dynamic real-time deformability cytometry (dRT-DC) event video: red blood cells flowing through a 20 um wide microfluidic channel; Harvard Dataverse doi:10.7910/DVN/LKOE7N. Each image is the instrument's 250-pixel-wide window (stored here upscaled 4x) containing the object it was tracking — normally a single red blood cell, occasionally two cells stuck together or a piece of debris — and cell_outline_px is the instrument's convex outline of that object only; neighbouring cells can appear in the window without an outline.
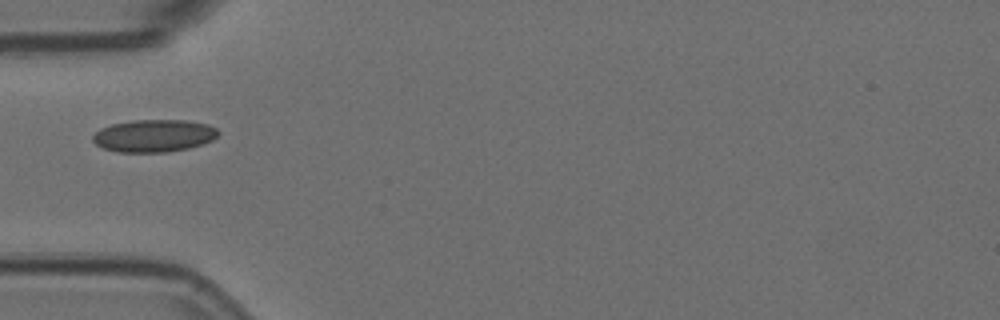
{"species": "Egyptian fruit bat (a non-hibernating species)", "species_latin": "Rousettus aegyptiacus", "temperature_condition": "room temperature", "stored_images_in_passage": 1, "camera_frame_rate_fps": 3000, "um_per_image_px": 0.085, "animal": {"sex": "female"}, "frame": {"image": 1, "passage_image": 1, "time_ms": 0.0, "image_size_px": [1000, 320], "cell_outline_px": [[220, 132], [212, 140], [204, 144], [188, 148], [168, 152], [120, 152], [104, 148], [96, 144], [92, 140], [92, 136], [100, 128], [112, 124], [132, 120], [184, 120], [208, 124], [216, 128]], "centroid_in_image_um": [13.09, 11.53], "position_along_channel_um": 71.9, "area_um2": 23.76}}